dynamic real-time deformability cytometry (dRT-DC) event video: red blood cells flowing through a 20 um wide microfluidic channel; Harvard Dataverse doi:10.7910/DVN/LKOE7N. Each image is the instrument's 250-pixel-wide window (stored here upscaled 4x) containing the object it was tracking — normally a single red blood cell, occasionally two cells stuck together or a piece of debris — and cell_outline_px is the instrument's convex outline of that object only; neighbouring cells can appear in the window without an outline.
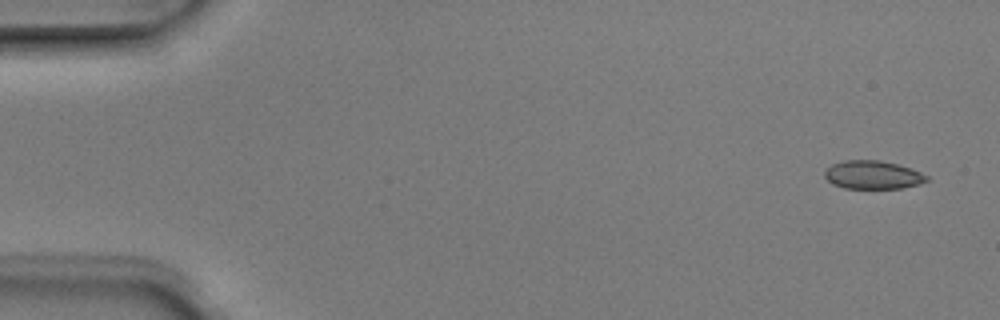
{"species": "Egyptian fruit bat (a non-hibernating species)", "species_latin": "Rousettus aegyptiacus", "temperature_condition": "room temperature", "stored_images_in_passage": 4, "camera_frame_rate_fps": 3000, "um_per_image_px": 0.085, "animal": {"sex": "male"}, "frame": {"image": 1, "passage_image": 1, "time_ms": 0.0, "image_size_px": [1000, 320], "cell_outline_px": [[928, 180], [920, 184], [904, 188], [844, 188], [832, 184], [824, 176], [824, 172], [832, 164], [844, 160], [880, 160], [912, 168], [928, 176]], "centroid_in_image_um": [74.2, 14.86], "position_along_channel_um": 10.8, "area_um2": 16.88}}
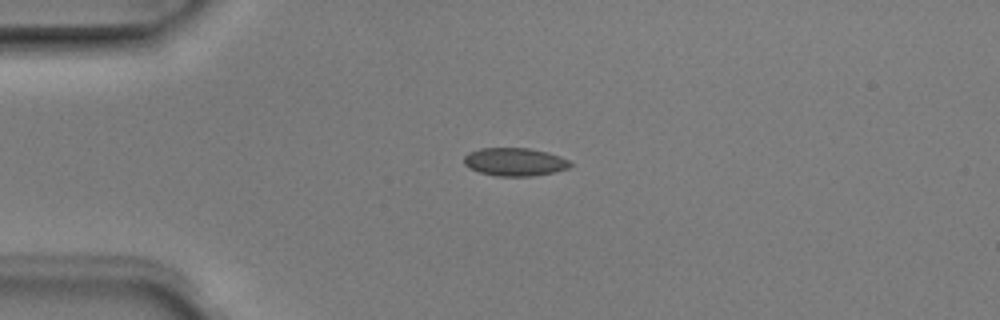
{"frame": {"image": 2, "passage_image": 3, "time_ms": 0.667, "image_size_px": [1000, 320], "cell_outline_px": [[572, 164], [568, 168], [556, 172], [532, 176], [496, 176], [480, 172], [468, 168], [464, 164], [464, 156], [468, 152], [480, 148], [528, 148], [548, 152], [560, 156], [568, 160]], "centroid_in_image_um": [43.74, 13.76], "position_along_channel_um": 41.3, "area_um2": 17.51}}